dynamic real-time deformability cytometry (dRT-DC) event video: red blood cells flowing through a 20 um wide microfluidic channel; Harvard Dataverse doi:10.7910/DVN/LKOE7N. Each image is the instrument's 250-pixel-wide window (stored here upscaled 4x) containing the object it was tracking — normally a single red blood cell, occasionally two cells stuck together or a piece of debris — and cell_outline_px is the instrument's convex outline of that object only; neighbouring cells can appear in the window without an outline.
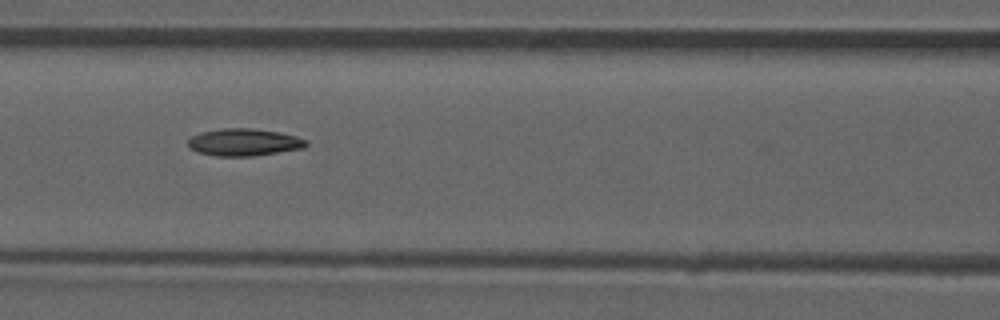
{"species": "common noctule bat (a hibernating species)", "species_latin": "Nyctalus noctula", "temperature_condition": "room temperature", "stored_images_in_passage": 53, "camera_frame_rate_fps": 3000, "um_per_image_px": 0.085, "animal": {"sex": "male", "forearm_length_mm": 52.5}, "frame": {"image": 1, "passage_image": 23, "time_ms": 7.333, "image_size_px": [1000, 320], "cell_outline_px": [[308, 144], [304, 148], [252, 156], [216, 156], [196, 152], [188, 148], [188, 140], [192, 136], [200, 132], [220, 128], [252, 128], [280, 132], [296, 136], [308, 140]], "centroid_in_image_um": [20.72, 12.09], "position_along_channel_um": 145.9, "area_um2": 18.96}}